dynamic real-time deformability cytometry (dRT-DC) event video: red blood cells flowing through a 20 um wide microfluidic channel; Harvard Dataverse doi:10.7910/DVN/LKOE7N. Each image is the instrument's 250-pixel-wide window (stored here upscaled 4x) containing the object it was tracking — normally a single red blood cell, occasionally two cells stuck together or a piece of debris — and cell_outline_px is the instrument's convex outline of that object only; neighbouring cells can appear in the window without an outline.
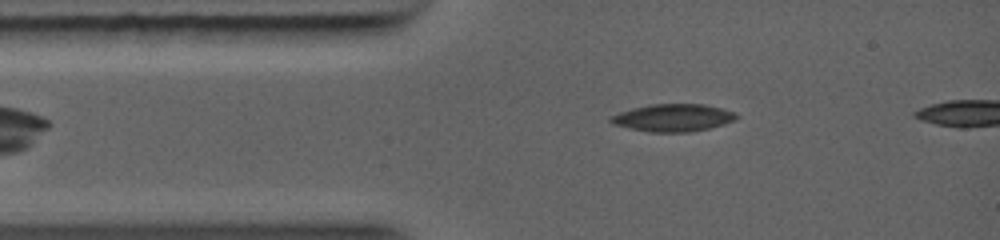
{"species": "common noctule bat (a hibernating species)", "species_latin": "Nyctalus noctula", "temperature_condition": "warm", "stored_images_in_passage": 46, "camera_frame_rate_fps": 5000, "um_per_image_px": 0.085, "animal": {"sex": "female", "body_mass_g": 19.0, "forearm_length_mm": 56.7}, "frame": {"image": 1, "passage_image": 7, "time_ms": 1.4, "image_size_px": [1000, 240], "cell_outline_px": [[740, 116], [732, 120], [708, 128], [684, 132], [652, 132], [632, 128], [616, 124], [608, 120], [612, 116], [620, 112], [632, 108], [648, 104], [708, 104], [736, 112]], "centroid_in_image_um": [57.24, 9.98], "position_along_channel_um": 27.8, "area_um2": 19.77}}
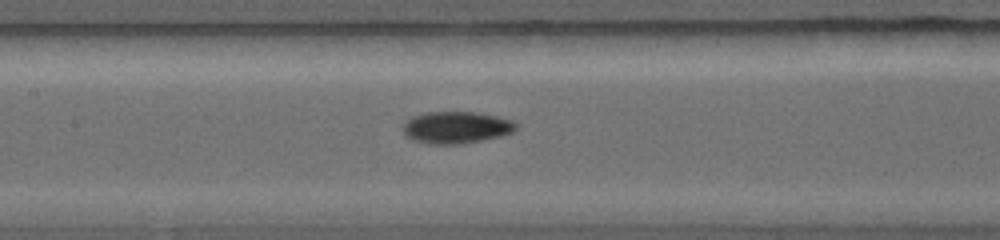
{"frame": {"image": 2, "passage_image": 22, "time_ms": 4.6, "image_size_px": [1000, 240], "cell_outline_px": [[516, 128], [508, 132], [492, 136], [472, 140], [428, 140], [412, 136], [404, 132], [404, 124], [412, 116], [428, 112], [476, 112], [496, 116], [508, 120], [516, 124]], "centroid_in_image_um": [38.8, 10.7], "position_along_channel_um": 168.6, "area_um2": 18.44}}
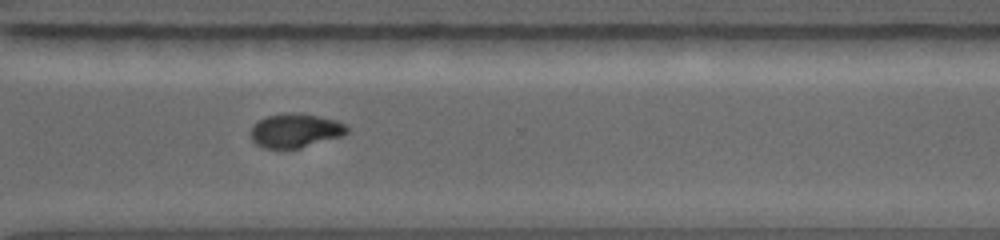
{"frame": {"image": 3, "passage_image": 36, "time_ms": 8.2, "image_size_px": [1000, 240], "cell_outline_px": [[348, 132], [336, 136], [296, 148], [272, 148], [260, 144], [252, 136], [252, 128], [256, 120], [268, 116], [292, 112], [300, 112], [320, 116], [336, 120], [344, 124], [348, 128]], "centroid_in_image_um": [25.1, 11.04], "position_along_channel_um": 345.5, "area_um2": 18.21}}